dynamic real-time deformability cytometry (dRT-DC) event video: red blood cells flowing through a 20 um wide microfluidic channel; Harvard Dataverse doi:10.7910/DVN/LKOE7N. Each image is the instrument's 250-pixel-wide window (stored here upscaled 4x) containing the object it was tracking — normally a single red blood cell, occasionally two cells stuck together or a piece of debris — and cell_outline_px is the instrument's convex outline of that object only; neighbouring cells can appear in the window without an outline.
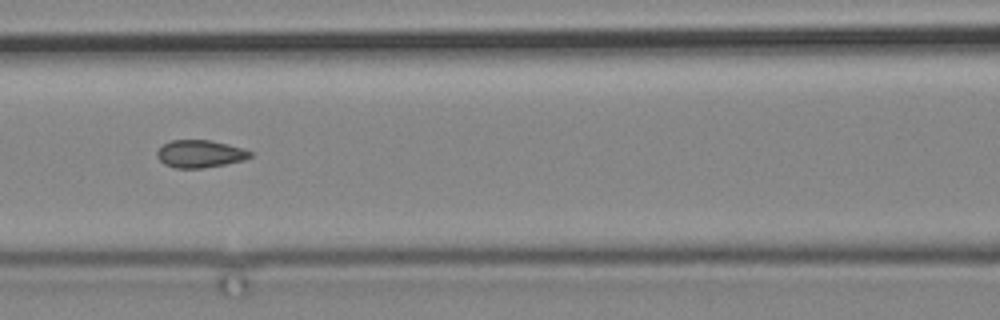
{"species": "common noctule bat (a hibernating species)", "species_latin": "Nyctalus noctula", "temperature_condition": "cold", "stored_images_in_passage": 6, "segment_of_instrument_passage": [1, 2], "camera_frame_rate_fps": 3000, "um_per_image_px": 0.085, "animal": {"sex": "male", "body_mass_g": 19.2, "forearm_length_mm": 51.8}, "frame": {"image": 1, "passage_image": 4, "time_ms": 3.333, "image_size_px": [1000, 320], "cell_outline_px": [[252, 156], [244, 160], [204, 168], [176, 168], [164, 164], [156, 156], [156, 152], [164, 144], [172, 140], [208, 140], [228, 144], [244, 148], [252, 152]], "centroid_in_image_um": [17.01, 13.08], "position_along_channel_um": 149.6, "area_um2": 14.91}}
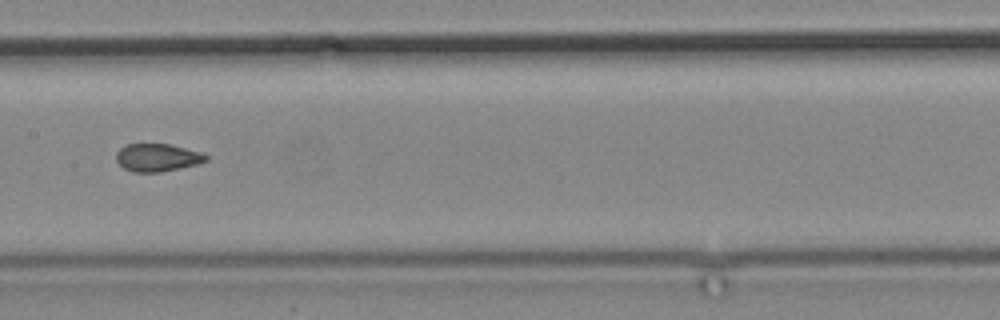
{"frame": {"image": 2, "passage_image": 5, "time_ms": 4.667, "image_size_px": [1000, 320], "cell_outline_px": [[208, 160], [196, 164], [180, 168], [160, 172], [132, 172], [124, 168], [116, 160], [116, 152], [124, 144], [168, 144], [200, 152], [208, 156]], "centroid_in_image_um": [13.34, 13.39], "position_along_channel_um": 194.1, "area_um2": 14.45}}